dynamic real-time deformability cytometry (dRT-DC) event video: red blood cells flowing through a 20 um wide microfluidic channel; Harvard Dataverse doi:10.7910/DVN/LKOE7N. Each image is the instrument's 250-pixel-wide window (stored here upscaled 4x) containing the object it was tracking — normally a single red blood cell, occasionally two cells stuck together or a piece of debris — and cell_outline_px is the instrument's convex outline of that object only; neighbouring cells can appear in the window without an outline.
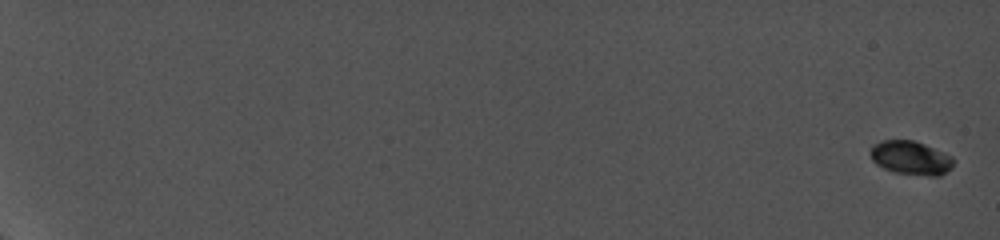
{"species": "common noctule bat (a hibernating species)", "species_latin": "Nyctalus noctula", "temperature_condition": "cold", "stored_images_in_passage": 26, "camera_frame_rate_fps": 5000, "um_per_image_px": 0.085, "animal": {"sex": "female", "body_mass_g": 19.0, "forearm_length_mm": 56.7}, "frame": {"image": 1, "passage_image": 1, "time_ms": 0.0, "image_size_px": [1000, 240], "cell_outline_px": [[956, 160], [952, 168], [940, 176], [932, 176], [896, 172], [884, 168], [876, 164], [872, 160], [872, 144], [880, 140], [912, 140], [924, 144], [944, 152], [952, 156]], "centroid_in_image_um": [77.46, 13.41], "position_along_channel_um": 7.5, "area_um2": 16.36}}
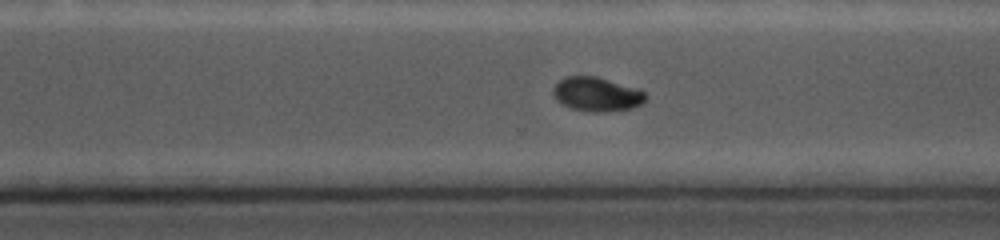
{"frame": {"image": 2, "passage_image": 20, "time_ms": 15.4, "image_size_px": [1000, 240], "cell_outline_px": [[648, 96], [640, 104], [632, 108], [608, 112], [592, 112], [568, 108], [560, 104], [556, 100], [552, 92], [552, 88], [560, 80], [568, 76], [596, 76], [640, 88]], "centroid_in_image_um": [50.72, 8.02], "position_along_channel_um": 319.9, "area_um2": 18.73}}
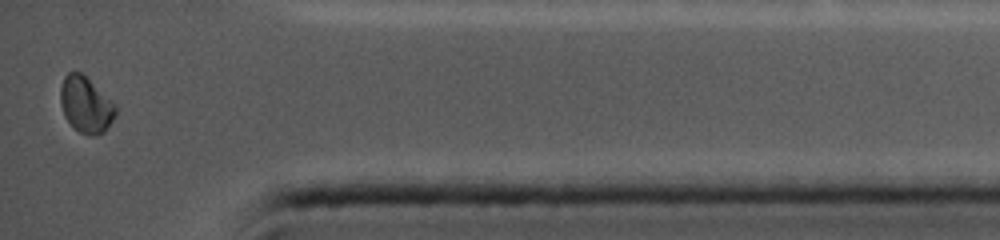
{"frame": {"image": 3, "passage_image": 26, "time_ms": 18.4, "image_size_px": [1000, 240], "cell_outline_px": [[116, 112], [112, 120], [104, 132], [96, 136], [88, 136], [80, 132], [64, 116], [60, 104], [60, 88], [64, 76], [68, 72], [80, 72], [116, 104]], "centroid_in_image_um": [7.28, 8.91], "position_along_channel_um": 427.9, "area_um2": 17.86}}